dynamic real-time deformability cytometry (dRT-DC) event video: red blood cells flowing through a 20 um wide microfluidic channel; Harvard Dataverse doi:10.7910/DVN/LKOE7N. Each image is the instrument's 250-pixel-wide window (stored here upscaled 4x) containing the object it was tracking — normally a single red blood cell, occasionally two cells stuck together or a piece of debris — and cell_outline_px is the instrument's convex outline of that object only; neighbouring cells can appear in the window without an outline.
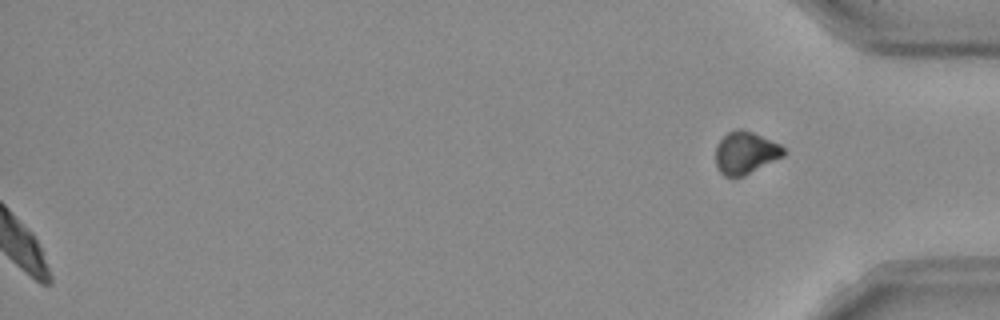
{"species": "Egyptian fruit bat (a non-hibernating species)", "species_latin": "Rousettus aegyptiacus", "temperature_condition": "room temperature", "stored_images_in_passage": 41, "segment_of_instrument_passage": [2, 2], "camera_frame_rate_fps": 3000, "um_per_image_px": 0.085, "frame": {"image": 1, "passage_image": 41, "time_ms": 13.333, "image_size_px": [1000, 320], "cell_outline_px": [[784, 156], [744, 176], [724, 176], [716, 168], [716, 144], [728, 132], [736, 128], [740, 128], [752, 132], [780, 144], [784, 148]], "centroid_in_image_um": [63.35, 12.98], "position_along_channel_um": 371.9, "area_um2": 16.76}}